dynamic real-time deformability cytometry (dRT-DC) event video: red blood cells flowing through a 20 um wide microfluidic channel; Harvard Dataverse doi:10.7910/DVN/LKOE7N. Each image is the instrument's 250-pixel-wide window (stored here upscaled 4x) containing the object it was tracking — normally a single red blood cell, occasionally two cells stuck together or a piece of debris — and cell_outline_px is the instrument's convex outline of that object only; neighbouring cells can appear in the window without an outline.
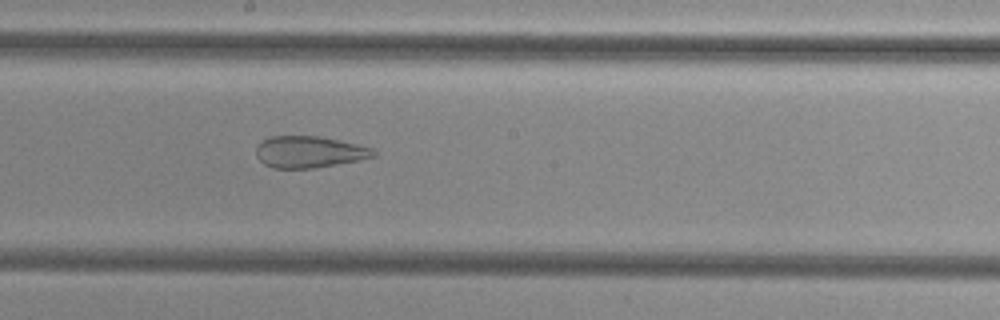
{"species": "common noctule bat (a hibernating species)", "species_latin": "Nyctalus noctula", "temperature_condition": "cold", "stored_images_in_passage": 54, "camera_frame_rate_fps": 3000, "um_per_image_px": 0.085, "animal": {"sex": "female", "body_mass_g": 29.2, "forearm_length_mm": 56.3}, "frame": {"image": 1, "passage_image": 30, "time_ms": 9.667, "image_size_px": [1000, 320], "cell_outline_px": [[376, 156], [316, 168], [272, 168], [264, 164], [256, 156], [256, 144], [272, 136], [320, 136], [356, 144], [372, 148], [376, 152]], "centroid_in_image_um": [26.24, 12.91], "position_along_channel_um": 222.0, "area_um2": 21.5}}
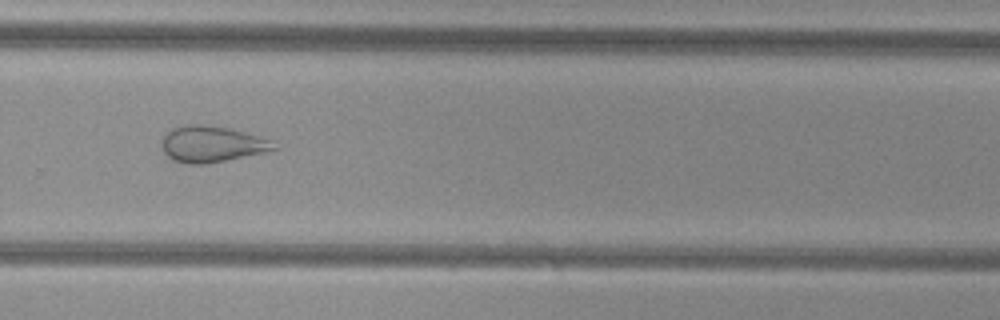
{"frame": {"image": 2, "passage_image": 37, "time_ms": 12.0, "image_size_px": [1000, 320], "cell_outline_px": [[280, 148], [264, 152], [204, 164], [184, 164], [172, 160], [164, 152], [160, 144], [164, 136], [172, 128], [184, 124], [204, 124], [228, 128], [260, 136], [272, 140]], "centroid_in_image_um": [17.98, 12.24], "position_along_channel_um": 311.8, "area_um2": 23.7}}
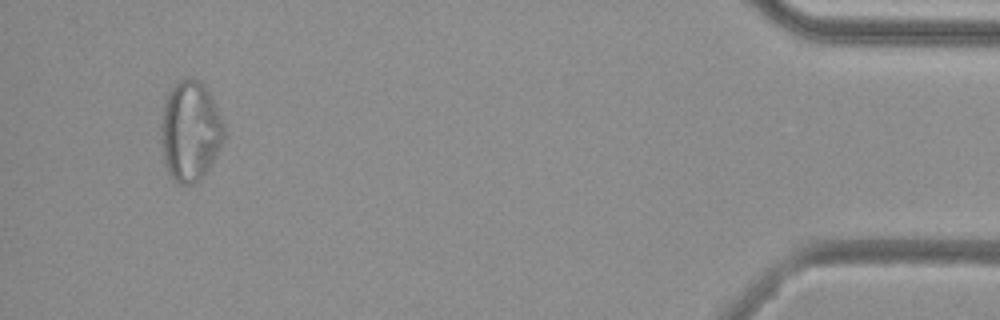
{"frame": {"image": 3, "passage_image": 51, "time_ms": 16.667, "image_size_px": [1000, 320], "cell_outline_px": [[224, 140], [212, 164], [204, 176], [200, 180], [192, 184], [176, 184], [168, 172], [164, 164], [160, 140], [160, 124], [164, 104], [168, 92], [180, 80], [192, 76], [200, 80], [204, 84], [212, 96], [224, 124]], "centroid_in_image_um": [16.16, 11.15], "position_along_channel_um": 419.0, "area_um2": 37.51}}